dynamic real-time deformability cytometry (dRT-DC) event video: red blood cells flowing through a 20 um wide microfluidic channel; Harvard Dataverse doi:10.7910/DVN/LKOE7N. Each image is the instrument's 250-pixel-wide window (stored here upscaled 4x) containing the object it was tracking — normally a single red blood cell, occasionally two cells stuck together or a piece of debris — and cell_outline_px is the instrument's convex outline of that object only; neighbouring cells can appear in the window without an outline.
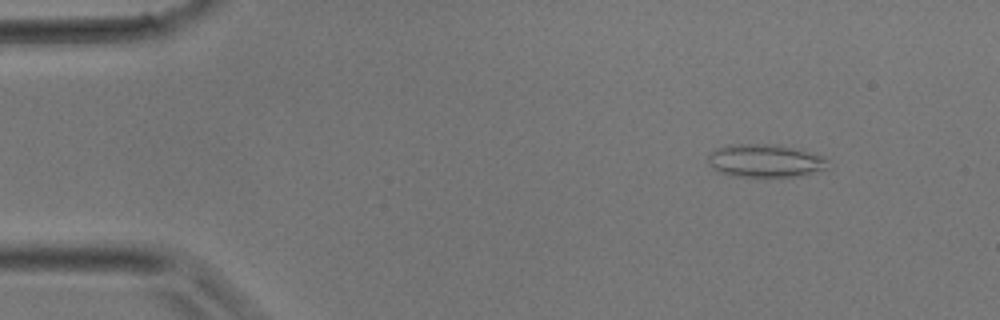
{"species": "common noctule bat (a hibernating species)", "species_latin": "Nyctalus noctula", "temperature_condition": "room temperature", "stored_images_in_passage": 35, "camera_frame_rate_fps": 3000, "um_per_image_px": 0.085, "animal": {"sex": "male", "body_mass_g": 17.9}, "frame": {"image": 1, "passage_image": 2, "time_ms": 0.333, "image_size_px": [1000, 320], "cell_outline_px": [[828, 168], [800, 176], [760, 180], [732, 176], [716, 172], [708, 164], [708, 156], [716, 148], [728, 144], [776, 144], [824, 156], [828, 160]], "centroid_in_image_um": [65.0, 13.72], "position_along_channel_um": 20.0, "area_um2": 24.1}}
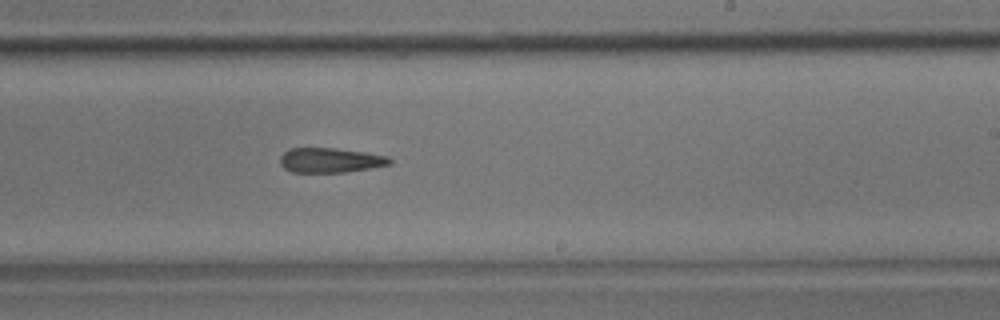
{"frame": {"image": 2, "passage_image": 20, "time_ms": 6.333, "image_size_px": [1000, 320], "cell_outline_px": [[392, 164], [372, 168], [344, 172], [292, 172], [284, 168], [280, 164], [280, 156], [288, 148], [336, 148], [364, 152], [388, 156], [392, 160]], "centroid_in_image_um": [28.08, 13.62], "position_along_channel_um": 260.9, "area_um2": 15.9}}
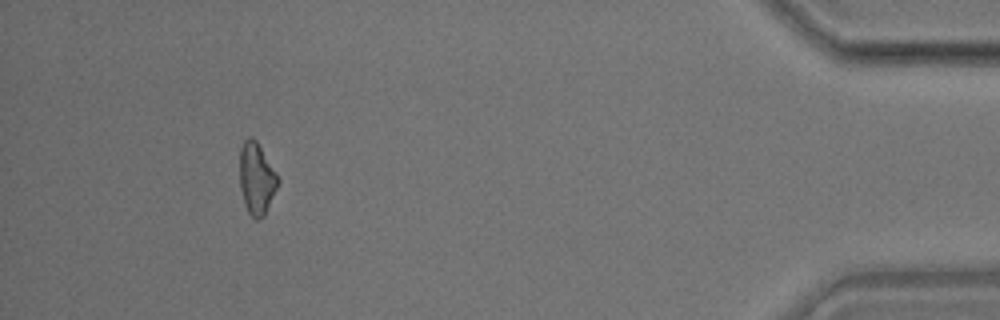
{"frame": {"image": 3, "passage_image": 32, "time_ms": 10.333, "image_size_px": [1000, 320], "cell_outline_px": [[280, 184], [264, 216], [260, 220], [256, 220], [248, 212], [244, 204], [240, 188], [240, 148], [244, 140], [248, 136], [252, 136], [256, 140], [276, 172], [280, 180]], "centroid_in_image_um": [21.82, 15.19], "position_along_channel_um": 413.4, "area_um2": 16.24}}